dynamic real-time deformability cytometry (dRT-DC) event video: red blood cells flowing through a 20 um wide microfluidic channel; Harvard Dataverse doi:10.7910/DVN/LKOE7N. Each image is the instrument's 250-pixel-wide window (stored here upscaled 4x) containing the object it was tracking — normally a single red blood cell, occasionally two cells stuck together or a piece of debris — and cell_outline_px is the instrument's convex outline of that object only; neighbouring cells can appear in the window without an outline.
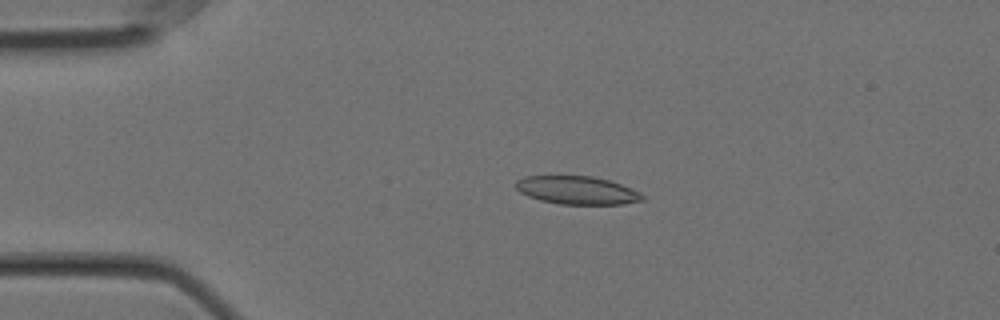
{"species": "Egyptian fruit bat (a non-hibernating species)", "species_latin": "Rousettus aegyptiacus", "temperature_condition": "cold", "stored_images_in_passage": 46, "camera_frame_rate_fps": 3000, "um_per_image_px": 0.085, "animal": {"sex": "female"}, "frame": {"image": 1, "passage_image": 1, "time_ms": 0.0, "image_size_px": [1000, 320], "cell_outline_px": [[644, 200], [624, 204], [560, 204], [540, 200], [528, 196], [520, 192], [516, 188], [516, 180], [524, 176], [592, 176], [608, 180], [632, 188], [640, 192], [644, 196]], "centroid_in_image_um": [49.06, 16.17], "position_along_channel_um": 35.9, "area_um2": 20.75}}
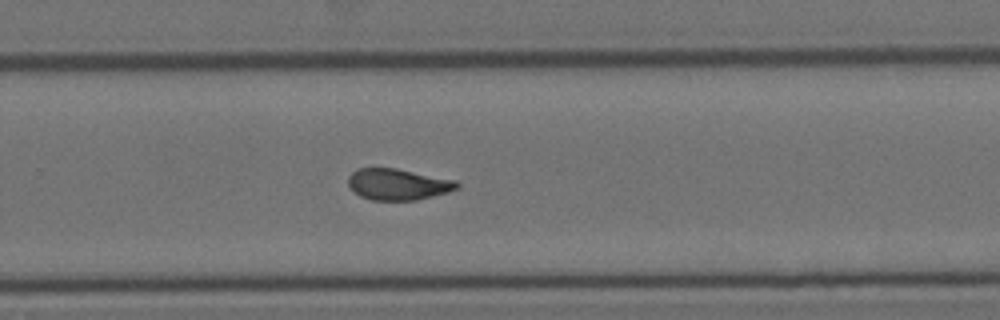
{"frame": {"image": 2, "passage_image": 26, "time_ms": 8.333, "image_size_px": [1000, 320], "cell_outline_px": [[460, 188], [448, 192], [416, 200], [372, 200], [360, 196], [348, 184], [348, 176], [356, 168], [396, 168], [456, 180], [460, 184]], "centroid_in_image_um": [33.84, 15.66], "position_along_channel_um": 296.0, "area_um2": 19.83}}
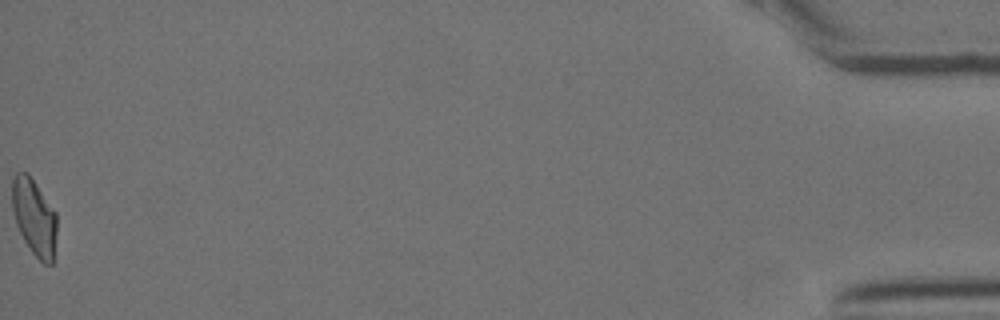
{"frame": {"image": 3, "passage_image": 46, "time_ms": 15.0, "image_size_px": [1000, 320], "cell_outline_px": [[56, 232], [52, 264], [44, 264], [32, 252], [24, 240], [16, 224], [12, 208], [12, 176], [16, 172], [28, 172], [56, 212]], "centroid_in_image_um": [2.89, 18.42], "position_along_channel_um": 432.3, "area_um2": 19.88}, "authors_computed_cell_mechanics": {"area_um2": 20.2878, "velocity_mm_per_s": 3.55, "shape_relaxation_time_tau1_ms": null, "shape_relaxation_time_tau2_ms": 2.881, "deformation_change_tau1": null, "deformation_change_tau2": 0.0844}}